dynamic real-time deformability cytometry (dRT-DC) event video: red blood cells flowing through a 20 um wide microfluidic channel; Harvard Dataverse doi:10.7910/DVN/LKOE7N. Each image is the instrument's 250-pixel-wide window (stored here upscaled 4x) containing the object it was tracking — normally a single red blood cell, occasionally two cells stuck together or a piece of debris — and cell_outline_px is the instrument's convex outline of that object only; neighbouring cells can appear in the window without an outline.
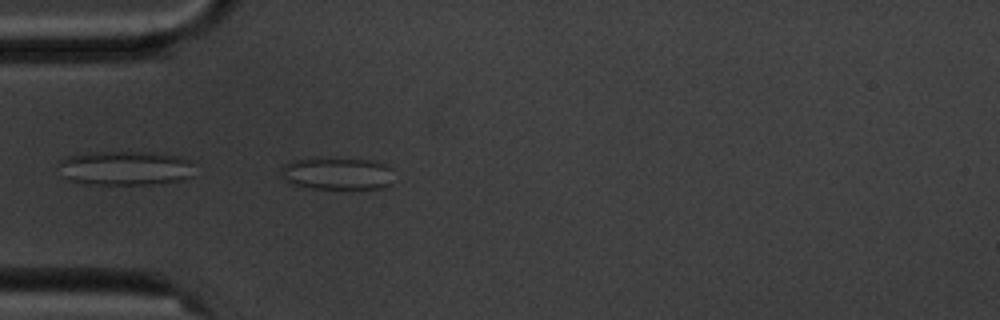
{"species": "common noctule bat (a hibernating species)", "species_latin": "Nyctalus noctula", "temperature_condition": "cold", "stored_images_in_passage": 3, "camera_frame_rate_fps": 3000, "um_per_image_px": 0.085, "animal": {"sex": "male", "body_mass_g": 20.1, "forearm_length_mm": 53.5}, "frame": {"image": 1, "passage_image": 3, "time_ms": 3.0, "image_size_px": [1000, 320], "cell_outline_px": [[392, 184], [388, 188], [312, 188], [292, 184], [288, 180], [280, 168], [284, 164], [292, 160], [376, 160], [392, 168]], "centroid_in_image_um": [28.77, 14.78], "position_along_channel_um": 56.2, "area_um2": 20.58}}